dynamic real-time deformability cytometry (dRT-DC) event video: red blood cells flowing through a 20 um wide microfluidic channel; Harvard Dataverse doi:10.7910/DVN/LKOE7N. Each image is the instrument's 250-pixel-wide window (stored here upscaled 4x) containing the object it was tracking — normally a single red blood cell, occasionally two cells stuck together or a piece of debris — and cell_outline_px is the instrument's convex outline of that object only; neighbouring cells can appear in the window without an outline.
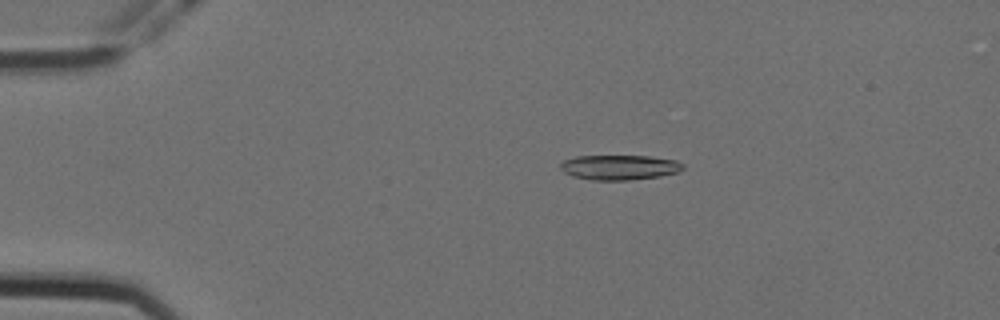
{"species": "Egyptian fruit bat (a non-hibernating species)", "species_latin": "Rousettus aegyptiacus", "temperature_condition": "cold", "stored_images_in_passage": 56, "camera_frame_rate_fps": 3000, "um_per_image_px": 0.085, "animal": {"sex": "female"}, "frame": {"image": 1, "passage_image": 11, "time_ms": 3.333, "image_size_px": [1000, 320], "cell_outline_px": [[684, 168], [680, 172], [660, 176], [628, 180], [592, 180], [572, 176], [564, 172], [560, 168], [560, 164], [564, 160], [576, 156], [648, 156], [676, 160], [684, 164]], "centroid_in_image_um": [52.67, 14.22], "position_along_channel_um": 32.3, "area_um2": 17.86}}
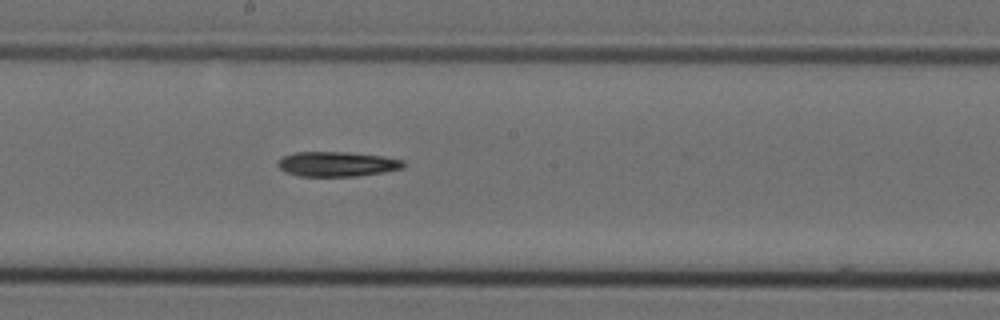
{"frame": {"image": 2, "passage_image": 31, "time_ms": 10.0, "image_size_px": [1000, 320], "cell_outline_px": [[404, 168], [384, 172], [356, 176], [300, 176], [284, 172], [276, 164], [284, 156], [292, 152], [348, 152], [384, 156], [404, 160]], "centroid_in_image_um": [28.66, 13.94], "position_along_channel_um": 219.5, "area_um2": 18.26}}
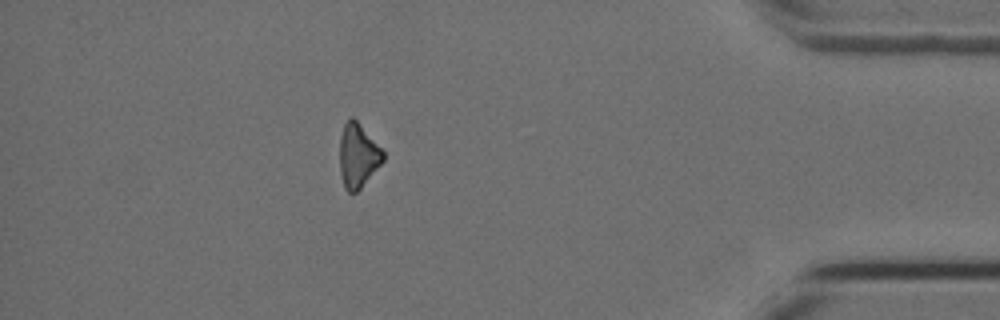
{"frame": {"image": 3, "passage_image": 50, "time_ms": 16.333, "image_size_px": [1000, 320], "cell_outline_px": [[384, 160], [360, 188], [356, 192], [348, 192], [344, 188], [340, 172], [340, 136], [344, 124], [352, 116], [356, 120], [384, 152]], "centroid_in_image_um": [30.41, 13.24], "position_along_channel_um": 404.8, "area_um2": 15.84}}